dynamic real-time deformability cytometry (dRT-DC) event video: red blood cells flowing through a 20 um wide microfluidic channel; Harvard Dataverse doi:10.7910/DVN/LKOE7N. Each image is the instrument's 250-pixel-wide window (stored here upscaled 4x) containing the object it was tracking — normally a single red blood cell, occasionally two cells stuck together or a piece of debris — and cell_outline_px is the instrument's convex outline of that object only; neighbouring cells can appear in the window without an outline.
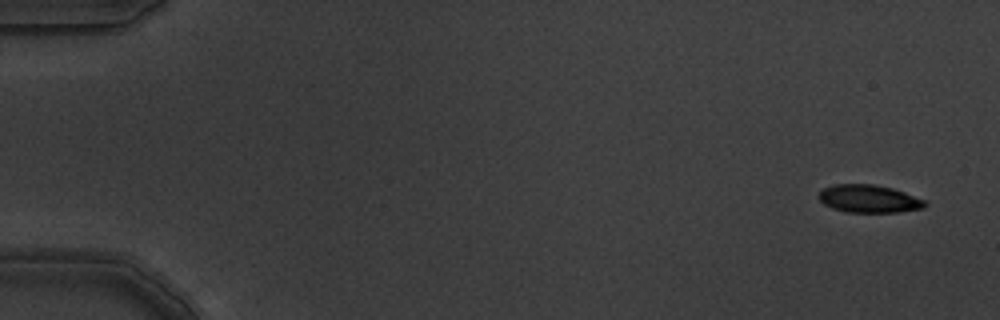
{"species": "common noctule bat (a hibernating species)", "species_latin": "Nyctalus noctula", "temperature_condition": "warm", "stored_images_in_passage": 4, "camera_frame_rate_fps": 3000, "um_per_image_px": 0.085, "animal": {"sex": "male", "body_mass_g": 19.5, "forearm_length_mm": 54.6}, "frame": {"image": 1, "passage_image": 4, "time_ms": 1.0, "image_size_px": [1000, 320], "cell_outline_px": [[928, 204], [924, 208], [900, 212], [844, 212], [832, 208], [824, 204], [816, 196], [824, 188], [832, 184], [872, 184], [892, 188], [904, 192], [924, 200]], "centroid_in_image_um": [73.84, 16.9], "position_along_channel_um": 11.2, "area_um2": 17.28}}